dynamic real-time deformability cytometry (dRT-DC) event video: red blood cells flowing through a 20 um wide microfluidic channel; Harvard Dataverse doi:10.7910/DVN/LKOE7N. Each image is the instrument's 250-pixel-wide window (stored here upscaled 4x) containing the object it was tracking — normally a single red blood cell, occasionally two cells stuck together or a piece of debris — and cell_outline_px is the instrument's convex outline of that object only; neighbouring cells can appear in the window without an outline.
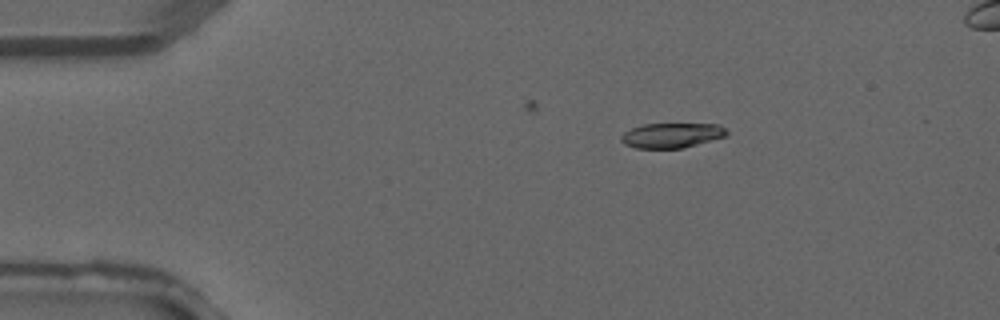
{"species": "common noctule bat (a hibernating species)", "species_latin": "Nyctalus noctula", "temperature_condition": "warm", "stored_images_in_passage": 3, "camera_frame_rate_fps": 3000, "um_per_image_px": 0.085, "animal": {"sex": "male", "forearm_length_mm": 52.5}, "frame": {"image": 1, "passage_image": 1, "time_ms": 0.0, "image_size_px": [1000, 320], "cell_outline_px": [[728, 136], [684, 148], [636, 148], [624, 144], [620, 140], [620, 136], [624, 132], [632, 128], [644, 124], [720, 124], [728, 132]], "centroid_in_image_um": [57.11, 11.51], "position_along_channel_um": 27.9, "area_um2": 15.43}}